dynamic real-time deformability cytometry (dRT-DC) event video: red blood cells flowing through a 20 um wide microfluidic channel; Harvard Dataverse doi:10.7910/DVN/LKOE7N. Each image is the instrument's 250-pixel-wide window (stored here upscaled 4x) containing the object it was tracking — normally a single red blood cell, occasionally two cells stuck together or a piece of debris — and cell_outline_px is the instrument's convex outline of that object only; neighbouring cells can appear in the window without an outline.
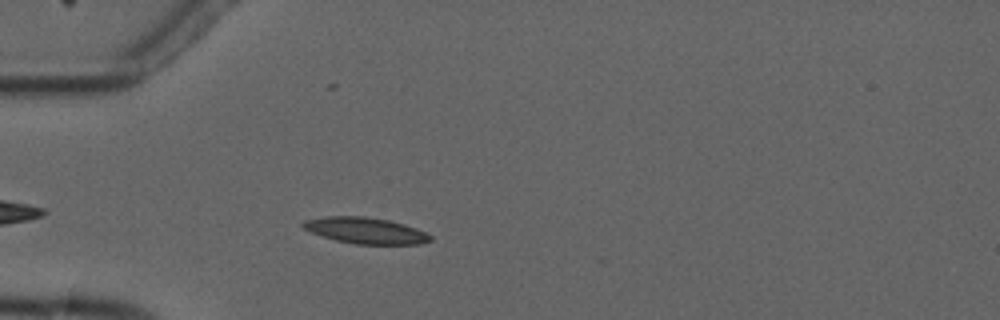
{"species": "common noctule bat (a hibernating species)", "species_latin": "Nyctalus noctula", "temperature_condition": "cold", "stored_images_in_passage": 3, "camera_frame_rate_fps": 3000, "um_per_image_px": 0.085, "animal": {"sex": "male", "forearm_length_mm": 52.5}, "frame": {"image": 1, "passage_image": 3, "time_ms": 2.333, "image_size_px": [1000, 320], "cell_outline_px": [[432, 240], [420, 244], [356, 244], [336, 240], [312, 232], [304, 228], [300, 224], [304, 220], [328, 216], [364, 216], [388, 220], [404, 224], [416, 228], [432, 236]], "centroid_in_image_um": [31.08, 19.59], "position_along_channel_um": 53.9, "area_um2": 19.25}}